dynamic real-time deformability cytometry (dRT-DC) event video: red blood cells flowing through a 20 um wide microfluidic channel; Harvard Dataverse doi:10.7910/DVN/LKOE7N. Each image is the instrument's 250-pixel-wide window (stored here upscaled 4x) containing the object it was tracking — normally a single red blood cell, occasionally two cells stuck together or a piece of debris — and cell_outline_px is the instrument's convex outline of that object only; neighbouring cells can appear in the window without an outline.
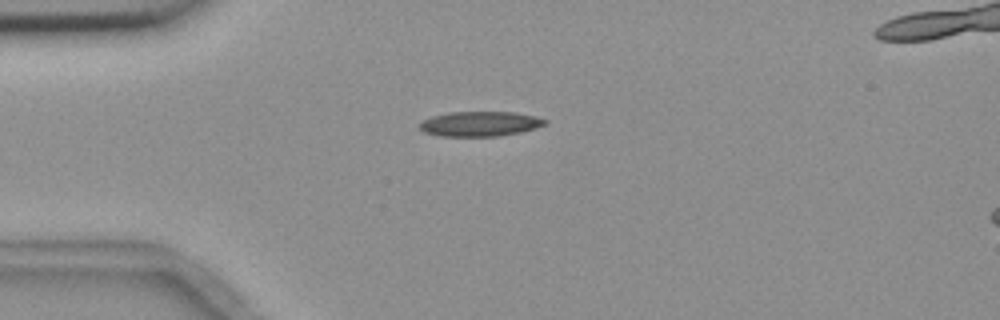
{"species": "common noctule bat (a hibernating species)", "species_latin": "Nyctalus noctula", "temperature_condition": "room temperature", "stored_images_in_passage": 4, "camera_frame_rate_fps": 3000, "um_per_image_px": 0.085, "animal": {"sex": "female", "body_mass_g": 18.4}, "frame": {"image": 1, "passage_image": 1, "time_ms": 0.0, "image_size_px": [1000, 320], "cell_outline_px": [[548, 124], [536, 128], [520, 132], [500, 136], [440, 136], [424, 132], [416, 128], [416, 124], [432, 116], [448, 112], [516, 112], [536, 116], [548, 120]], "centroid_in_image_um": [40.79, 10.52], "position_along_channel_um": 44.2, "area_um2": 18.5}}
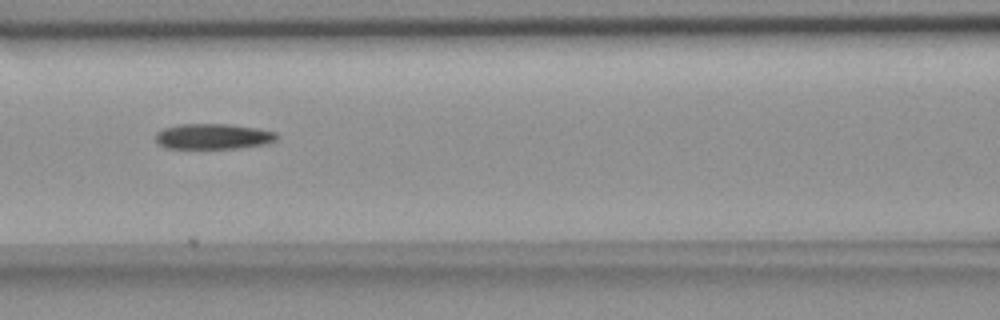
{"frame": {"image": 2, "passage_image": 4, "time_ms": 3.333, "image_size_px": [1000, 320], "cell_outline_px": [[276, 140], [268, 144], [236, 148], [168, 148], [160, 144], [156, 140], [156, 132], [164, 128], [180, 124], [224, 124], [256, 128], [276, 132]], "centroid_in_image_um": [18.12, 11.6], "position_along_channel_um": 148.5, "area_um2": 17.8}}